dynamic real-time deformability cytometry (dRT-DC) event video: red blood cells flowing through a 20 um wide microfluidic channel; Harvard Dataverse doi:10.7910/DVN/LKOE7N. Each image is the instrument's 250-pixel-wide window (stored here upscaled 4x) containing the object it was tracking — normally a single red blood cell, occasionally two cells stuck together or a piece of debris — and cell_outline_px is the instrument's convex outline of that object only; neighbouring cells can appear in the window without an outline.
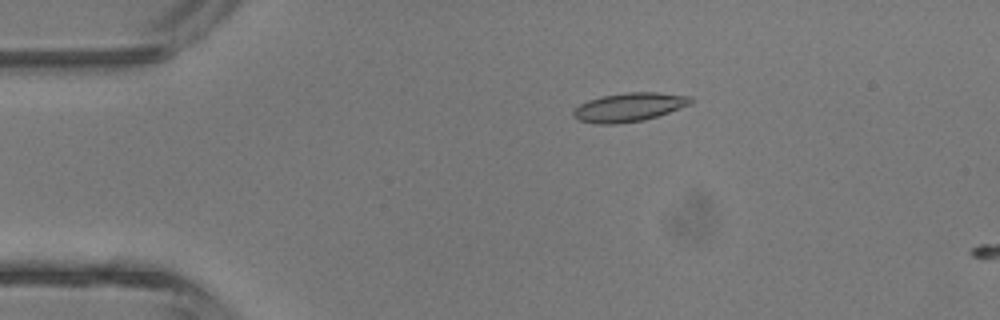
{"species": "common noctule bat (a hibernating species)", "species_latin": "Nyctalus noctula", "temperature_condition": "room temperature", "stored_images_in_passage": 3, "camera_frame_rate_fps": 3000, "um_per_image_px": 0.085, "animal": {"sex": "male", "body_mass_g": 13.3}, "frame": {"image": 1, "passage_image": 2, "time_ms": 1.0, "image_size_px": [1000, 320], "cell_outline_px": [[692, 104], [644, 120], [616, 124], [596, 124], [580, 120], [572, 116], [572, 112], [580, 104], [588, 100], [600, 96], [624, 92], [656, 92], [692, 96]], "centroid_in_image_um": [53.46, 9.1], "position_along_channel_um": 31.5, "area_um2": 19.71}}